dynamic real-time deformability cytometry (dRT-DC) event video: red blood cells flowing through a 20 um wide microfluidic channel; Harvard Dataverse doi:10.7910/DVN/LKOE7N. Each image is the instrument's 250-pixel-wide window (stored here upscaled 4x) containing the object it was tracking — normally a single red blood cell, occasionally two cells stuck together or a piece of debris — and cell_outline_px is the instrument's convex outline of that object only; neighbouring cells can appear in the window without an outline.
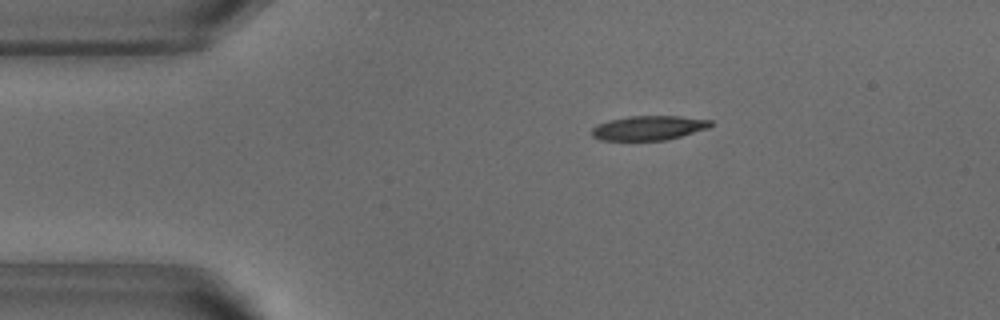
{"species": "common noctule bat (a hibernating species)", "species_latin": "Nyctalus noctula", "temperature_condition": "warm", "stored_images_in_passage": 47, "camera_frame_rate_fps": 3000, "um_per_image_px": 0.085, "animal": {"sex": "male", "body_mass_g": 18.8}, "frame": {"image": 1, "passage_image": 5, "time_ms": 1.333, "image_size_px": [1000, 320], "cell_outline_px": [[712, 124], [708, 128], [680, 136], [664, 140], [600, 140], [592, 136], [592, 128], [596, 124], [608, 120], [628, 116], [680, 116], [712, 120]], "centroid_in_image_um": [55.1, 10.86], "position_along_channel_um": 29.9, "area_um2": 16.88}}
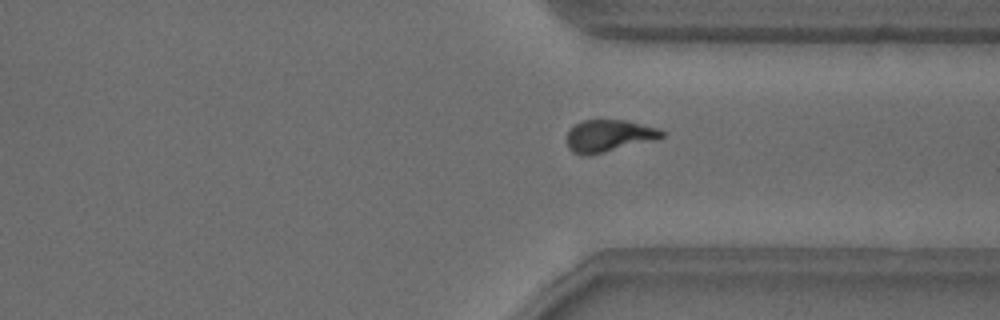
{"frame": {"image": 2, "passage_image": 34, "time_ms": 11.0, "image_size_px": [1000, 320], "cell_outline_px": [[664, 136], [656, 140], [584, 156], [580, 156], [572, 152], [568, 148], [568, 132], [580, 120], [628, 120], [656, 128], [664, 132]], "centroid_in_image_um": [51.74, 11.54], "position_along_channel_um": 359.7, "area_um2": 17.57}}
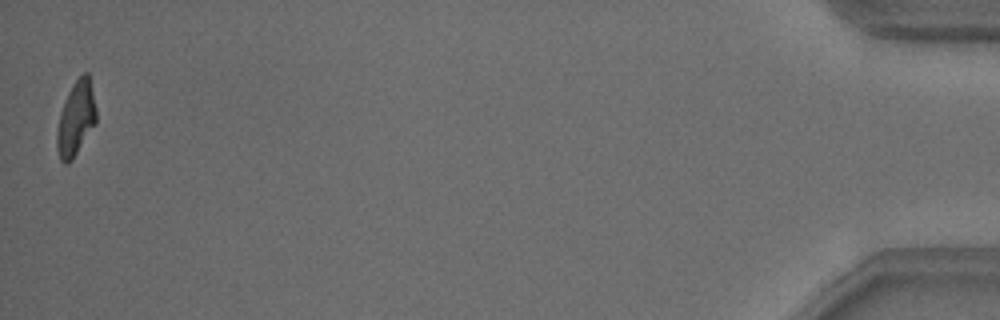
{"frame": {"image": 3, "passage_image": 47, "time_ms": 15.333, "image_size_px": [1000, 320], "cell_outline_px": [[96, 124], [72, 160], [68, 164], [64, 164], [60, 160], [56, 148], [56, 132], [60, 112], [68, 92], [72, 84], [84, 72], [88, 72], [96, 108]], "centroid_in_image_um": [6.44, 10.11], "position_along_channel_um": 428.8, "area_um2": 17.17}, "authors_computed_cell_mechanics": {"area_um2": 17.6868, "velocity_mm_per_s": 3.853, "shape_relaxation_time_tau1_ms": 4.1346, "shape_relaxation_time_tau2_ms": 2.1998, "deformation_change_tau1": 0.226, "deformation_change_tau2": 0.1125}}